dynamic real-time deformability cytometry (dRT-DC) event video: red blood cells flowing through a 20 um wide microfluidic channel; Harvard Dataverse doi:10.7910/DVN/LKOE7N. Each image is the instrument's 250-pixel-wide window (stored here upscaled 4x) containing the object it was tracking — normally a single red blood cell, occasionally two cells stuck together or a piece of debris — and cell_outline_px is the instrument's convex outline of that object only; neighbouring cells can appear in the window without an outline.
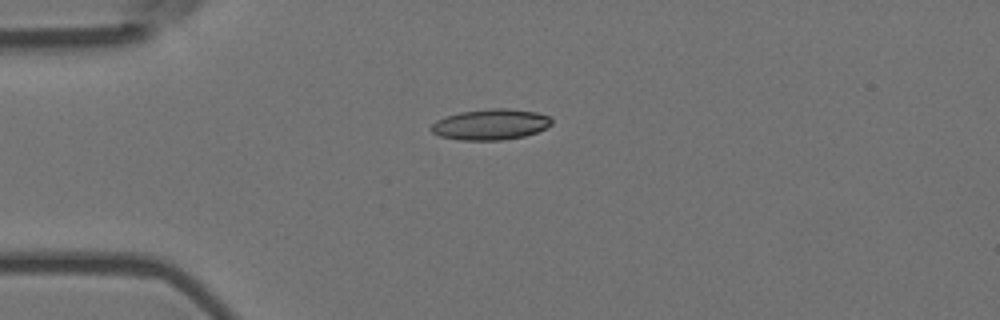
{"species": "Egyptian fruit bat (a non-hibernating species)", "species_latin": "Rousettus aegyptiacus", "temperature_condition": "room temperature", "stored_images_in_passage": 7, "camera_frame_rate_fps": 3000, "um_per_image_px": 0.085, "animal": {"sex": "female"}, "frame": {"image": 1, "passage_image": 2, "time_ms": 0.333, "image_size_px": [1000, 320], "cell_outline_px": [[552, 124], [536, 132], [524, 136], [500, 140], [460, 140], [440, 136], [432, 132], [428, 128], [436, 120], [460, 112], [492, 108], [504, 108], [536, 112], [548, 116], [552, 120]], "centroid_in_image_um": [41.67, 10.58], "position_along_channel_um": 43.3, "area_um2": 21.44}}
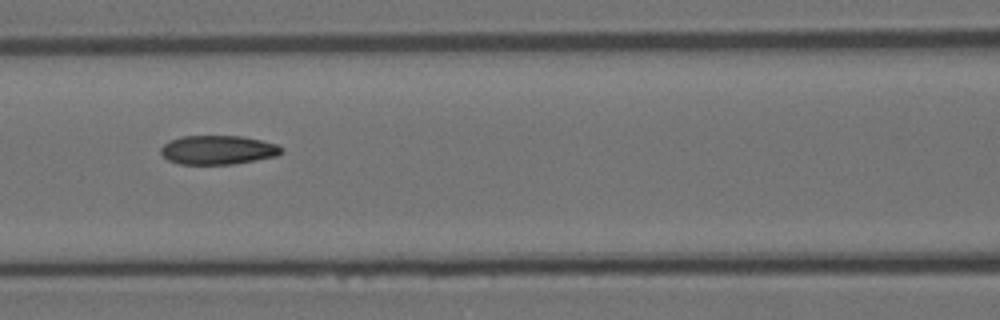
{"frame": {"image": 2, "passage_image": 5, "time_ms": 1.333, "image_size_px": [1000, 320], "cell_outline_px": [[284, 152], [276, 156], [256, 160], [232, 164], [180, 164], [168, 160], [160, 152], [160, 148], [164, 144], [180, 136], [240, 136], [260, 140], [276, 144], [284, 148]], "centroid_in_image_um": [18.54, 12.74], "position_along_channel_um": 148.1, "area_um2": 20.35}}
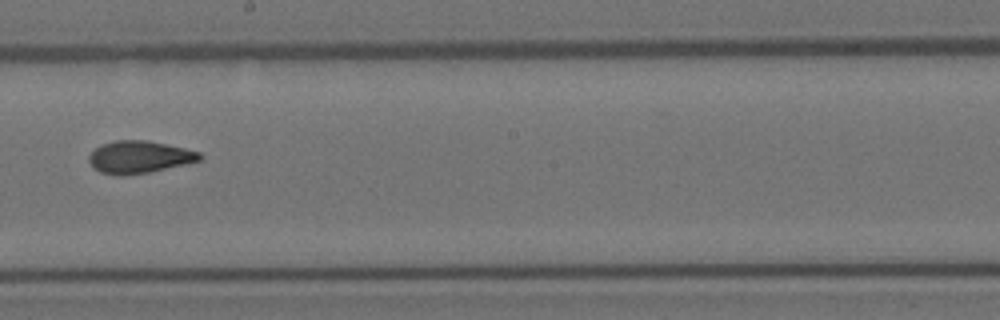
{"frame": {"image": 3, "passage_image": 7, "time_ms": 2.0, "image_size_px": [1000, 320], "cell_outline_px": [[204, 156], [200, 160], [184, 164], [148, 172], [120, 176], [116, 176], [100, 172], [92, 168], [88, 160], [88, 156], [96, 148], [104, 144], [116, 140], [144, 140], [184, 148], [200, 152]], "centroid_in_image_um": [11.81, 13.36], "position_along_channel_um": 236.4, "area_um2": 20.69}}